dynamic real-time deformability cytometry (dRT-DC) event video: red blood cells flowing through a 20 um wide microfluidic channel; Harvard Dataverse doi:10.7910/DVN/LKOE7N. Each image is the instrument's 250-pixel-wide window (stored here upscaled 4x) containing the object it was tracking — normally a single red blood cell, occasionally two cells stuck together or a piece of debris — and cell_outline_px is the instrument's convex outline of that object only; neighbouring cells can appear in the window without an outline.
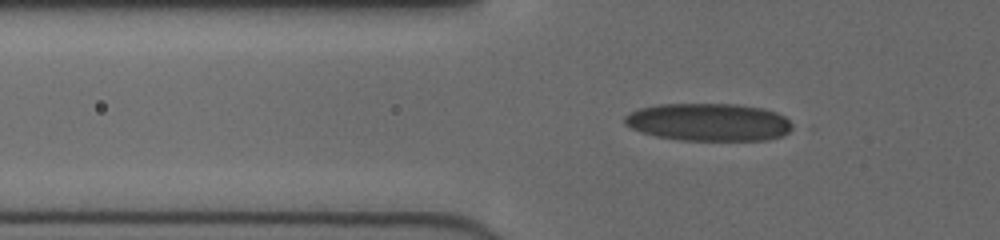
{"species": "human", "species_latin": "Homo sapiens", "temperature_condition": "cold", "stored_images_in_passage": 14, "camera_frame_rate_fps": 3000, "um_per_image_px": 0.085, "donor": {"sex": "female"}, "frame": {"image": 1, "passage_image": 2, "time_ms": 0.333, "image_size_px": [1000, 240], "cell_outline_px": [[796, 128], [784, 136], [768, 140], [680, 140], [656, 136], [640, 132], [624, 124], [624, 116], [628, 112], [640, 108], [660, 104], [736, 104], [764, 108], [776, 112], [784, 116]], "centroid_in_image_um": [60.27, 10.38], "position_along_channel_um": 65.5, "area_um2": 37.22}}
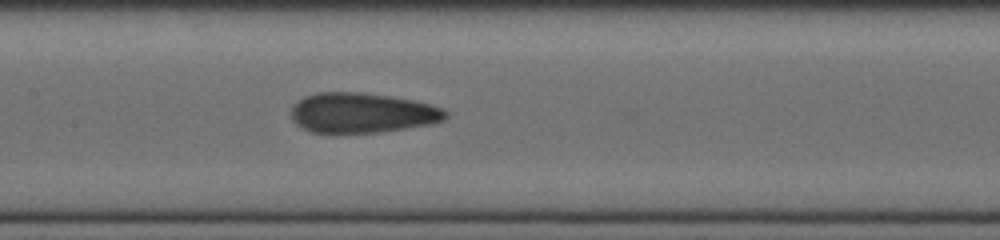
{"frame": {"image": 2, "passage_image": 11, "time_ms": 3.333, "image_size_px": [1000, 240], "cell_outline_px": [[448, 116], [444, 120], [432, 124], [380, 132], [312, 132], [296, 124], [292, 120], [292, 104], [304, 96], [316, 92], [360, 92], [388, 96], [412, 100], [444, 108], [448, 112]], "centroid_in_image_um": [30.78, 9.58], "position_along_channel_um": 176.6, "area_um2": 35.95}}
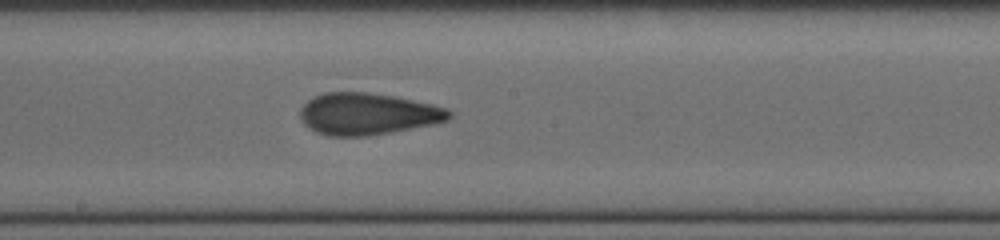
{"frame": {"image": 3, "passage_image": 14, "time_ms": 4.333, "image_size_px": [1000, 240], "cell_outline_px": [[452, 116], [448, 120], [432, 124], [368, 136], [328, 136], [316, 132], [308, 128], [304, 124], [300, 116], [300, 108], [308, 100], [324, 92], [368, 92], [396, 96], [432, 104], [448, 108], [452, 112]], "centroid_in_image_um": [31.25, 9.68], "position_along_channel_um": 217.0, "area_um2": 36.36}}